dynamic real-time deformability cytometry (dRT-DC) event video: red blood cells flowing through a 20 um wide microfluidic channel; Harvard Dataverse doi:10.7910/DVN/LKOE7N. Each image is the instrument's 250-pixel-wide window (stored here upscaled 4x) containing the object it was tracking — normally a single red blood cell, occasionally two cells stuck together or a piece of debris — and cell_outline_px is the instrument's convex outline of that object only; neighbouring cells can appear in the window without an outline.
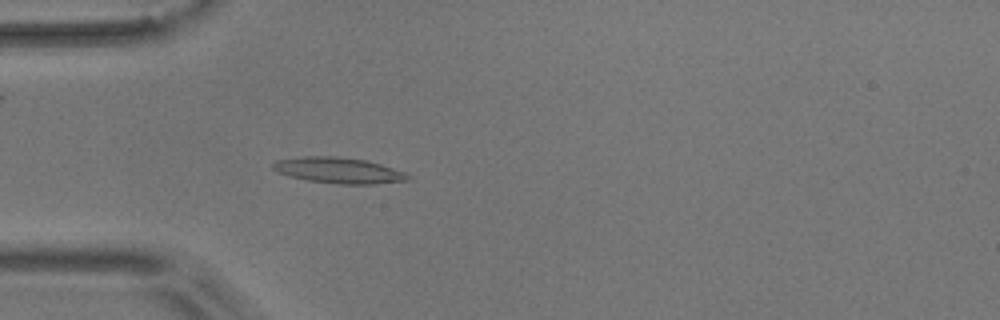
{"species": "common noctule bat (a hibernating species)", "species_latin": "Nyctalus noctula", "temperature_condition": "room temperature", "stored_images_in_passage": 3, "camera_frame_rate_fps": 3000, "um_per_image_px": 0.085, "animal": {"sex": "male", "body_mass_g": 17.9}, "frame": {"image": 1, "passage_image": 3, "time_ms": 3.0, "image_size_px": [1000, 320], "cell_outline_px": [[412, 180], [376, 184], [340, 184], [308, 180], [288, 176], [276, 172], [272, 168], [272, 164], [276, 160], [304, 156], [332, 156], [364, 160], [380, 164], [404, 172], [412, 176]], "centroid_in_image_um": [28.79, 14.49], "position_along_channel_um": 56.2, "area_um2": 20.35}}